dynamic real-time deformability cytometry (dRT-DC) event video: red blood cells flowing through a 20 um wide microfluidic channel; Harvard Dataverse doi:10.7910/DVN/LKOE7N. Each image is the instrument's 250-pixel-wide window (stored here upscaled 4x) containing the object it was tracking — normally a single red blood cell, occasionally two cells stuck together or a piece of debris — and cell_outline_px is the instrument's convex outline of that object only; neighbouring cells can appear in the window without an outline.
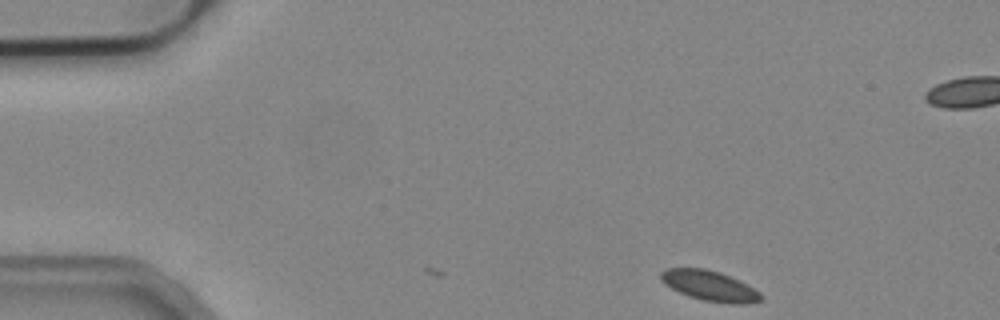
{"species": "common noctule bat (a hibernating species)", "species_latin": "Nyctalus noctula", "temperature_condition": "cold", "stored_images_in_passage": 2, "camera_frame_rate_fps": 3000, "um_per_image_px": 0.085, "animal": {"sex": "male", "body_mass_g": 19.2, "forearm_length_mm": 51.8}, "frame": {"image": 1, "passage_image": 2, "time_ms": 0.333, "image_size_px": [1000, 320], "cell_outline_px": [[764, 296], [760, 300], [748, 304], [732, 304], [704, 300], [688, 296], [664, 284], [660, 280], [660, 272], [664, 268], [704, 268], [720, 272], [740, 280], [760, 292]], "centroid_in_image_um": [60.32, 24.28], "position_along_channel_um": 24.7, "area_um2": 17.74}}